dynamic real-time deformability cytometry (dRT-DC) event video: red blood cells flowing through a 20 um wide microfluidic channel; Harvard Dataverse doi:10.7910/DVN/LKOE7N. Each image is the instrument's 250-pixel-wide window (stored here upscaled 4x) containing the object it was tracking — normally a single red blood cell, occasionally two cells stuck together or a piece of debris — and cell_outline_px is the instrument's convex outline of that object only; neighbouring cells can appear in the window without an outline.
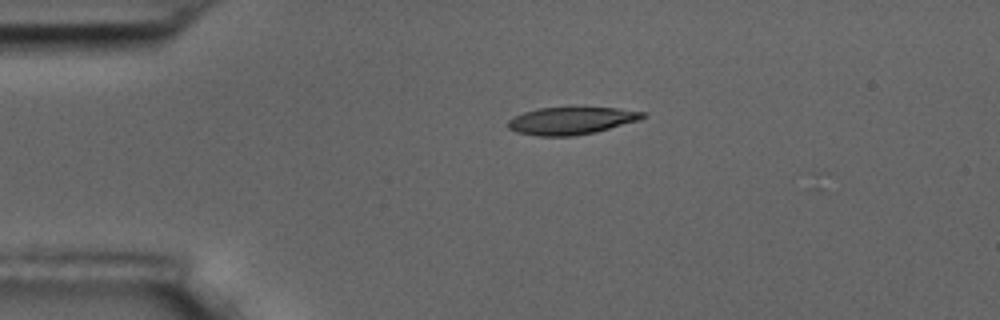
{"species": "common noctule bat (a hibernating species)", "species_latin": "Nyctalus noctula", "temperature_condition": "room temperature", "stored_images_in_passage": 4, "camera_frame_rate_fps": 3000, "um_per_image_px": 0.085, "animal": {"sex": "male", "body_mass_g": 17.5, "forearm_length_mm": 52.3}, "frame": {"image": 1, "passage_image": 2, "time_ms": 0.333, "image_size_px": [1000, 320], "cell_outline_px": [[648, 116], [640, 120], [596, 132], [572, 136], [540, 136], [516, 132], [508, 128], [508, 120], [524, 112], [536, 108], [616, 108], [644, 112]], "centroid_in_image_um": [48.58, 10.27], "position_along_channel_um": 36.4, "area_um2": 21.39}}